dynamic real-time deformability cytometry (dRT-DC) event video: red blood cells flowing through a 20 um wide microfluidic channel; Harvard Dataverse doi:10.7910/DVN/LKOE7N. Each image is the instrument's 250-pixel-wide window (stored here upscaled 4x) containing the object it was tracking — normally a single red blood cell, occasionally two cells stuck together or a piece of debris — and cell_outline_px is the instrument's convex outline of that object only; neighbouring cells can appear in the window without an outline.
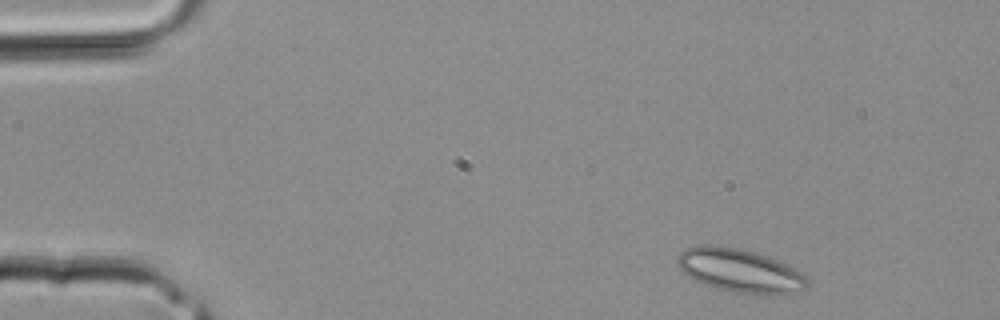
{"species": "common noctule bat (a hibernating species)", "species_latin": "Nyctalus noctula", "temperature_condition": "room temperature", "stored_images_in_passage": 3, "camera_frame_rate_fps": 3000, "um_per_image_px": 0.085, "animal": {"sex": "male", "body_mass_g": 20.4}, "frame": {"image": 1, "passage_image": 1, "time_ms": 0.0, "image_size_px": [1000, 320], "cell_outline_px": [[808, 284], [804, 288], [772, 296], [736, 292], [716, 288], [696, 280], [688, 276], [676, 264], [676, 256], [684, 248], [700, 244], [716, 244], [756, 252], [768, 256], [792, 268], [804, 276], [808, 280]], "centroid_in_image_um": [62.81, 22.97], "position_along_channel_um": 22.2, "area_um2": 32.71}}